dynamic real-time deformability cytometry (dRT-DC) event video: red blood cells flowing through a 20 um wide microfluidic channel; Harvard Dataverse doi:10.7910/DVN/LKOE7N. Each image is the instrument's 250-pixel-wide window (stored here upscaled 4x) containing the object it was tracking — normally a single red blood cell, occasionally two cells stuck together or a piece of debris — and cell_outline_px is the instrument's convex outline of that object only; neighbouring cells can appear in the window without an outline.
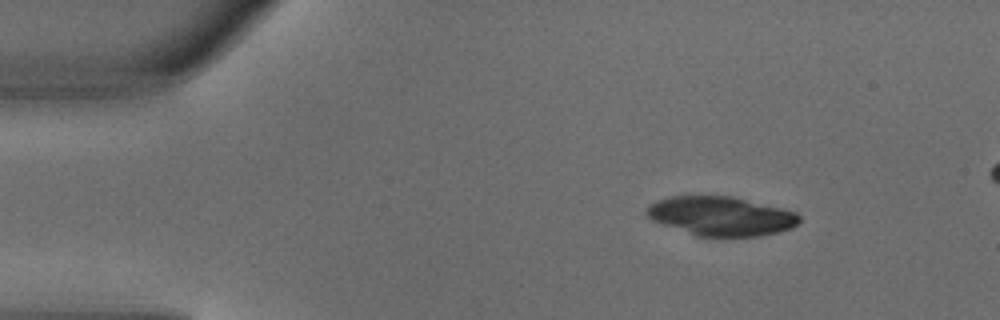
{"species": "common noctule bat (a hibernating species)", "species_latin": "Nyctalus noctula", "temperature_condition": "warm", "stored_images_in_passage": 4, "camera_frame_rate_fps": 3000, "um_per_image_px": 0.085, "animal": {"sex": "male", "body_mass_g": 18.8}, "frame": {"image": 1, "passage_image": 4, "time_ms": 1.0, "image_size_px": [1000, 320], "cell_outline_px": [[800, 220], [792, 228], [760, 236], [720, 240], [696, 236], [652, 220], [644, 212], [656, 200], [672, 196], [732, 196], [796, 212], [800, 216]], "centroid_in_image_um": [61.29, 18.41], "position_along_channel_um": 23.7, "area_um2": 35.37}}